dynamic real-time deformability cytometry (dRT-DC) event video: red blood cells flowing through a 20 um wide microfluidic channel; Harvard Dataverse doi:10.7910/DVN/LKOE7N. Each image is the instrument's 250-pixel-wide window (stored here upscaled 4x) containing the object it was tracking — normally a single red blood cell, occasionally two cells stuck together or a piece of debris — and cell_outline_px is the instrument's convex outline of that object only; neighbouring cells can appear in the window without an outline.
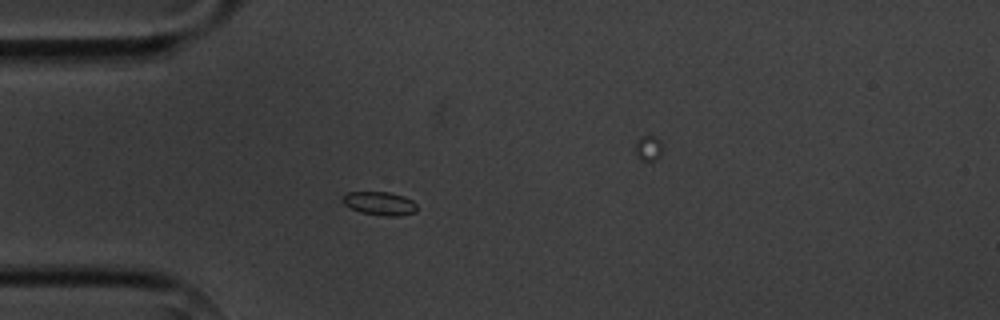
{"species": "common noctule bat (a hibernating species)", "species_latin": "Nyctalus noctula", "temperature_condition": "cold", "stored_images_in_passage": 4, "camera_frame_rate_fps": 3000, "um_per_image_px": 0.085, "animal": {"sex": "male", "body_mass_g": 20.1, "forearm_length_mm": 53.5}, "frame": {"image": 1, "passage_image": 4, "time_ms": 3.333, "image_size_px": [1000, 320], "cell_outline_px": [[416, 212], [400, 216], [384, 216], [360, 212], [344, 204], [340, 200], [348, 192], [388, 192], [404, 196], [412, 200], [416, 204]], "centroid_in_image_um": [32.28, 17.29], "position_along_channel_um": 52.7, "area_um2": 10.17}}